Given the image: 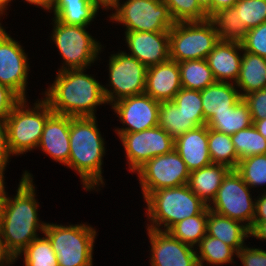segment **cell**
Here are the masks:
<instances>
[{"label": "cell", "instance_id": "obj_1", "mask_svg": "<svg viewBox=\"0 0 266 266\" xmlns=\"http://www.w3.org/2000/svg\"><path fill=\"white\" fill-rule=\"evenodd\" d=\"M16 196L4 201L0 232L7 249L17 259L20 253L36 238L37 230L44 233L46 223L39 222L38 203L35 199L33 177L25 171Z\"/></svg>", "mask_w": 266, "mask_h": 266}, {"label": "cell", "instance_id": "obj_2", "mask_svg": "<svg viewBox=\"0 0 266 266\" xmlns=\"http://www.w3.org/2000/svg\"><path fill=\"white\" fill-rule=\"evenodd\" d=\"M45 95L55 114L69 117H94L96 106L107 103L103 86L84 69L58 71Z\"/></svg>", "mask_w": 266, "mask_h": 266}, {"label": "cell", "instance_id": "obj_3", "mask_svg": "<svg viewBox=\"0 0 266 266\" xmlns=\"http://www.w3.org/2000/svg\"><path fill=\"white\" fill-rule=\"evenodd\" d=\"M96 125V116L71 117L70 156L66 166L77 171L87 191L104 184L101 167L104 139Z\"/></svg>", "mask_w": 266, "mask_h": 266}, {"label": "cell", "instance_id": "obj_4", "mask_svg": "<svg viewBox=\"0 0 266 266\" xmlns=\"http://www.w3.org/2000/svg\"><path fill=\"white\" fill-rule=\"evenodd\" d=\"M145 201L147 203V215L151 220L148 228L168 231L174 224L200 214L207 205L188 187L164 188L150 193Z\"/></svg>", "mask_w": 266, "mask_h": 266}, {"label": "cell", "instance_id": "obj_5", "mask_svg": "<svg viewBox=\"0 0 266 266\" xmlns=\"http://www.w3.org/2000/svg\"><path fill=\"white\" fill-rule=\"evenodd\" d=\"M26 99H22L5 119L8 131V144L12 155L38 148L44 125L54 113L43 99L35 107L26 109Z\"/></svg>", "mask_w": 266, "mask_h": 266}, {"label": "cell", "instance_id": "obj_6", "mask_svg": "<svg viewBox=\"0 0 266 266\" xmlns=\"http://www.w3.org/2000/svg\"><path fill=\"white\" fill-rule=\"evenodd\" d=\"M44 235L50 240L59 266H93L96 231L91 226L46 223Z\"/></svg>", "mask_w": 266, "mask_h": 266}, {"label": "cell", "instance_id": "obj_7", "mask_svg": "<svg viewBox=\"0 0 266 266\" xmlns=\"http://www.w3.org/2000/svg\"><path fill=\"white\" fill-rule=\"evenodd\" d=\"M212 21L175 22L169 30L170 59L176 62L206 59L219 42Z\"/></svg>", "mask_w": 266, "mask_h": 266}, {"label": "cell", "instance_id": "obj_8", "mask_svg": "<svg viewBox=\"0 0 266 266\" xmlns=\"http://www.w3.org/2000/svg\"><path fill=\"white\" fill-rule=\"evenodd\" d=\"M53 35L66 66L60 71L87 68L94 63L102 46L86 31V26L68 25L54 19Z\"/></svg>", "mask_w": 266, "mask_h": 266}, {"label": "cell", "instance_id": "obj_9", "mask_svg": "<svg viewBox=\"0 0 266 266\" xmlns=\"http://www.w3.org/2000/svg\"><path fill=\"white\" fill-rule=\"evenodd\" d=\"M121 5L112 7L110 19L125 25L126 31H169L175 24L162 0H127Z\"/></svg>", "mask_w": 266, "mask_h": 266}, {"label": "cell", "instance_id": "obj_10", "mask_svg": "<svg viewBox=\"0 0 266 266\" xmlns=\"http://www.w3.org/2000/svg\"><path fill=\"white\" fill-rule=\"evenodd\" d=\"M249 186L241 175L231 169L224 177L219 190L208 209L230 219L238 220L250 229L255 215V202L251 198Z\"/></svg>", "mask_w": 266, "mask_h": 266}, {"label": "cell", "instance_id": "obj_11", "mask_svg": "<svg viewBox=\"0 0 266 266\" xmlns=\"http://www.w3.org/2000/svg\"><path fill=\"white\" fill-rule=\"evenodd\" d=\"M147 67L126 52L113 54L109 60L111 90L103 86L107 104L145 92ZM113 91V92H112ZM117 96V97H116Z\"/></svg>", "mask_w": 266, "mask_h": 266}, {"label": "cell", "instance_id": "obj_12", "mask_svg": "<svg viewBox=\"0 0 266 266\" xmlns=\"http://www.w3.org/2000/svg\"><path fill=\"white\" fill-rule=\"evenodd\" d=\"M136 172L144 199L156 190L186 185L190 175L185 162L175 149L150 159Z\"/></svg>", "mask_w": 266, "mask_h": 266}, {"label": "cell", "instance_id": "obj_13", "mask_svg": "<svg viewBox=\"0 0 266 266\" xmlns=\"http://www.w3.org/2000/svg\"><path fill=\"white\" fill-rule=\"evenodd\" d=\"M119 138L132 172H136L150 159L174 149V139L159 126L140 132L123 133Z\"/></svg>", "mask_w": 266, "mask_h": 266}, {"label": "cell", "instance_id": "obj_14", "mask_svg": "<svg viewBox=\"0 0 266 266\" xmlns=\"http://www.w3.org/2000/svg\"><path fill=\"white\" fill-rule=\"evenodd\" d=\"M27 55L21 45L4 30L0 34V84L26 99L28 77Z\"/></svg>", "mask_w": 266, "mask_h": 266}, {"label": "cell", "instance_id": "obj_15", "mask_svg": "<svg viewBox=\"0 0 266 266\" xmlns=\"http://www.w3.org/2000/svg\"><path fill=\"white\" fill-rule=\"evenodd\" d=\"M111 105L123 125L128 126L116 129L118 136L158 126L160 102L145 93L120 99Z\"/></svg>", "mask_w": 266, "mask_h": 266}, {"label": "cell", "instance_id": "obj_16", "mask_svg": "<svg viewBox=\"0 0 266 266\" xmlns=\"http://www.w3.org/2000/svg\"><path fill=\"white\" fill-rule=\"evenodd\" d=\"M151 243V266H199L197 249L182 243L168 231L147 228ZM193 248V249H192Z\"/></svg>", "mask_w": 266, "mask_h": 266}, {"label": "cell", "instance_id": "obj_17", "mask_svg": "<svg viewBox=\"0 0 266 266\" xmlns=\"http://www.w3.org/2000/svg\"><path fill=\"white\" fill-rule=\"evenodd\" d=\"M126 42L131 56L147 68L170 59L169 31H126Z\"/></svg>", "mask_w": 266, "mask_h": 266}, {"label": "cell", "instance_id": "obj_18", "mask_svg": "<svg viewBox=\"0 0 266 266\" xmlns=\"http://www.w3.org/2000/svg\"><path fill=\"white\" fill-rule=\"evenodd\" d=\"M181 88L178 62L169 59L147 68L144 93L154 100L172 101Z\"/></svg>", "mask_w": 266, "mask_h": 266}, {"label": "cell", "instance_id": "obj_19", "mask_svg": "<svg viewBox=\"0 0 266 266\" xmlns=\"http://www.w3.org/2000/svg\"><path fill=\"white\" fill-rule=\"evenodd\" d=\"M71 117L53 113L46 121L38 147L56 162L68 164Z\"/></svg>", "mask_w": 266, "mask_h": 266}, {"label": "cell", "instance_id": "obj_20", "mask_svg": "<svg viewBox=\"0 0 266 266\" xmlns=\"http://www.w3.org/2000/svg\"><path fill=\"white\" fill-rule=\"evenodd\" d=\"M174 149L190 172L212 163L208 149V127L198 126L174 139Z\"/></svg>", "mask_w": 266, "mask_h": 266}, {"label": "cell", "instance_id": "obj_21", "mask_svg": "<svg viewBox=\"0 0 266 266\" xmlns=\"http://www.w3.org/2000/svg\"><path fill=\"white\" fill-rule=\"evenodd\" d=\"M243 51L240 42L219 41L208 54L206 60L216 82H228L239 76L242 57L237 51Z\"/></svg>", "mask_w": 266, "mask_h": 266}, {"label": "cell", "instance_id": "obj_22", "mask_svg": "<svg viewBox=\"0 0 266 266\" xmlns=\"http://www.w3.org/2000/svg\"><path fill=\"white\" fill-rule=\"evenodd\" d=\"M230 170L226 165L211 163L210 165L190 172L187 185L209 206L210 202L215 198L224 177Z\"/></svg>", "mask_w": 266, "mask_h": 266}, {"label": "cell", "instance_id": "obj_23", "mask_svg": "<svg viewBox=\"0 0 266 266\" xmlns=\"http://www.w3.org/2000/svg\"><path fill=\"white\" fill-rule=\"evenodd\" d=\"M235 86L229 82H215L200 91L205 124L215 113L228 112L242 99Z\"/></svg>", "mask_w": 266, "mask_h": 266}, {"label": "cell", "instance_id": "obj_24", "mask_svg": "<svg viewBox=\"0 0 266 266\" xmlns=\"http://www.w3.org/2000/svg\"><path fill=\"white\" fill-rule=\"evenodd\" d=\"M242 222L219 215L208 209L206 235L220 239L237 252L244 247V239L250 237L249 228Z\"/></svg>", "mask_w": 266, "mask_h": 266}, {"label": "cell", "instance_id": "obj_25", "mask_svg": "<svg viewBox=\"0 0 266 266\" xmlns=\"http://www.w3.org/2000/svg\"><path fill=\"white\" fill-rule=\"evenodd\" d=\"M99 6L92 0H54V18L63 24L86 26L95 18Z\"/></svg>", "mask_w": 266, "mask_h": 266}, {"label": "cell", "instance_id": "obj_26", "mask_svg": "<svg viewBox=\"0 0 266 266\" xmlns=\"http://www.w3.org/2000/svg\"><path fill=\"white\" fill-rule=\"evenodd\" d=\"M204 124V116H186L173 101L160 102L158 126L164 129L173 139Z\"/></svg>", "mask_w": 266, "mask_h": 266}, {"label": "cell", "instance_id": "obj_27", "mask_svg": "<svg viewBox=\"0 0 266 266\" xmlns=\"http://www.w3.org/2000/svg\"><path fill=\"white\" fill-rule=\"evenodd\" d=\"M235 85L244 91L240 93L241 98L266 88V58L244 51Z\"/></svg>", "mask_w": 266, "mask_h": 266}, {"label": "cell", "instance_id": "obj_28", "mask_svg": "<svg viewBox=\"0 0 266 266\" xmlns=\"http://www.w3.org/2000/svg\"><path fill=\"white\" fill-rule=\"evenodd\" d=\"M253 124L249 107L241 99L228 112L215 113L207 122L206 126L224 134L233 135L246 129Z\"/></svg>", "mask_w": 266, "mask_h": 266}, {"label": "cell", "instance_id": "obj_29", "mask_svg": "<svg viewBox=\"0 0 266 266\" xmlns=\"http://www.w3.org/2000/svg\"><path fill=\"white\" fill-rule=\"evenodd\" d=\"M209 19L214 24L219 40L241 43L245 39L248 29L238 18L234 7L219 9Z\"/></svg>", "mask_w": 266, "mask_h": 266}, {"label": "cell", "instance_id": "obj_30", "mask_svg": "<svg viewBox=\"0 0 266 266\" xmlns=\"http://www.w3.org/2000/svg\"><path fill=\"white\" fill-rule=\"evenodd\" d=\"M178 66L183 88L201 91L216 82L206 59L186 60L179 62Z\"/></svg>", "mask_w": 266, "mask_h": 266}, {"label": "cell", "instance_id": "obj_31", "mask_svg": "<svg viewBox=\"0 0 266 266\" xmlns=\"http://www.w3.org/2000/svg\"><path fill=\"white\" fill-rule=\"evenodd\" d=\"M208 149L212 163L223 164L230 169L237 168L240 159L231 135L208 128Z\"/></svg>", "mask_w": 266, "mask_h": 266}, {"label": "cell", "instance_id": "obj_32", "mask_svg": "<svg viewBox=\"0 0 266 266\" xmlns=\"http://www.w3.org/2000/svg\"><path fill=\"white\" fill-rule=\"evenodd\" d=\"M207 228V207L198 215L185 218L174 224L168 232L182 243L196 246L206 235Z\"/></svg>", "mask_w": 266, "mask_h": 266}, {"label": "cell", "instance_id": "obj_33", "mask_svg": "<svg viewBox=\"0 0 266 266\" xmlns=\"http://www.w3.org/2000/svg\"><path fill=\"white\" fill-rule=\"evenodd\" d=\"M199 246V254L197 252V261L199 266L203 265L204 261L209 265H223L224 263H231L233 262V255H237V251L229 246L228 244L224 243L220 239L205 235L201 240L200 243L197 245Z\"/></svg>", "mask_w": 266, "mask_h": 266}, {"label": "cell", "instance_id": "obj_34", "mask_svg": "<svg viewBox=\"0 0 266 266\" xmlns=\"http://www.w3.org/2000/svg\"><path fill=\"white\" fill-rule=\"evenodd\" d=\"M239 159L266 154V138L252 124L250 127L231 135Z\"/></svg>", "mask_w": 266, "mask_h": 266}, {"label": "cell", "instance_id": "obj_35", "mask_svg": "<svg viewBox=\"0 0 266 266\" xmlns=\"http://www.w3.org/2000/svg\"><path fill=\"white\" fill-rule=\"evenodd\" d=\"M22 253L25 266H59L57 255L46 236L34 239Z\"/></svg>", "mask_w": 266, "mask_h": 266}, {"label": "cell", "instance_id": "obj_36", "mask_svg": "<svg viewBox=\"0 0 266 266\" xmlns=\"http://www.w3.org/2000/svg\"><path fill=\"white\" fill-rule=\"evenodd\" d=\"M235 170L250 188L266 185V154L253 155L239 160Z\"/></svg>", "mask_w": 266, "mask_h": 266}, {"label": "cell", "instance_id": "obj_37", "mask_svg": "<svg viewBox=\"0 0 266 266\" xmlns=\"http://www.w3.org/2000/svg\"><path fill=\"white\" fill-rule=\"evenodd\" d=\"M169 9L175 22L203 21L207 13L199 6L197 0H162Z\"/></svg>", "mask_w": 266, "mask_h": 266}, {"label": "cell", "instance_id": "obj_38", "mask_svg": "<svg viewBox=\"0 0 266 266\" xmlns=\"http://www.w3.org/2000/svg\"><path fill=\"white\" fill-rule=\"evenodd\" d=\"M233 7L248 30L266 22V0H238Z\"/></svg>", "mask_w": 266, "mask_h": 266}, {"label": "cell", "instance_id": "obj_39", "mask_svg": "<svg viewBox=\"0 0 266 266\" xmlns=\"http://www.w3.org/2000/svg\"><path fill=\"white\" fill-rule=\"evenodd\" d=\"M172 101L186 116H204L200 90L182 87Z\"/></svg>", "mask_w": 266, "mask_h": 266}, {"label": "cell", "instance_id": "obj_40", "mask_svg": "<svg viewBox=\"0 0 266 266\" xmlns=\"http://www.w3.org/2000/svg\"><path fill=\"white\" fill-rule=\"evenodd\" d=\"M241 44L243 51L266 58V22L249 29Z\"/></svg>", "mask_w": 266, "mask_h": 266}, {"label": "cell", "instance_id": "obj_41", "mask_svg": "<svg viewBox=\"0 0 266 266\" xmlns=\"http://www.w3.org/2000/svg\"><path fill=\"white\" fill-rule=\"evenodd\" d=\"M242 99L249 107L252 121L266 118V88L249 93Z\"/></svg>", "mask_w": 266, "mask_h": 266}, {"label": "cell", "instance_id": "obj_42", "mask_svg": "<svg viewBox=\"0 0 266 266\" xmlns=\"http://www.w3.org/2000/svg\"><path fill=\"white\" fill-rule=\"evenodd\" d=\"M244 266H266V251L260 248L242 247L236 255Z\"/></svg>", "mask_w": 266, "mask_h": 266}, {"label": "cell", "instance_id": "obj_43", "mask_svg": "<svg viewBox=\"0 0 266 266\" xmlns=\"http://www.w3.org/2000/svg\"><path fill=\"white\" fill-rule=\"evenodd\" d=\"M21 100L14 91L0 84V119L5 120Z\"/></svg>", "mask_w": 266, "mask_h": 266}, {"label": "cell", "instance_id": "obj_44", "mask_svg": "<svg viewBox=\"0 0 266 266\" xmlns=\"http://www.w3.org/2000/svg\"><path fill=\"white\" fill-rule=\"evenodd\" d=\"M12 152L10 151L8 144V131L6 121L0 119V162H2L5 166L9 161V157Z\"/></svg>", "mask_w": 266, "mask_h": 266}, {"label": "cell", "instance_id": "obj_45", "mask_svg": "<svg viewBox=\"0 0 266 266\" xmlns=\"http://www.w3.org/2000/svg\"><path fill=\"white\" fill-rule=\"evenodd\" d=\"M262 196V197H261ZM255 200V215L253 221H266V192Z\"/></svg>", "mask_w": 266, "mask_h": 266}, {"label": "cell", "instance_id": "obj_46", "mask_svg": "<svg viewBox=\"0 0 266 266\" xmlns=\"http://www.w3.org/2000/svg\"><path fill=\"white\" fill-rule=\"evenodd\" d=\"M13 254L7 249L2 234L0 232V266L13 264L16 260ZM6 263V264H5Z\"/></svg>", "mask_w": 266, "mask_h": 266}, {"label": "cell", "instance_id": "obj_47", "mask_svg": "<svg viewBox=\"0 0 266 266\" xmlns=\"http://www.w3.org/2000/svg\"><path fill=\"white\" fill-rule=\"evenodd\" d=\"M249 234L259 240H266V221H253Z\"/></svg>", "mask_w": 266, "mask_h": 266}, {"label": "cell", "instance_id": "obj_48", "mask_svg": "<svg viewBox=\"0 0 266 266\" xmlns=\"http://www.w3.org/2000/svg\"><path fill=\"white\" fill-rule=\"evenodd\" d=\"M237 1L238 0H211V15L219 9L233 7Z\"/></svg>", "mask_w": 266, "mask_h": 266}, {"label": "cell", "instance_id": "obj_49", "mask_svg": "<svg viewBox=\"0 0 266 266\" xmlns=\"http://www.w3.org/2000/svg\"><path fill=\"white\" fill-rule=\"evenodd\" d=\"M26 2H29L31 4H34L36 6H40L44 8V10H51L52 8V0H25Z\"/></svg>", "mask_w": 266, "mask_h": 266}, {"label": "cell", "instance_id": "obj_50", "mask_svg": "<svg viewBox=\"0 0 266 266\" xmlns=\"http://www.w3.org/2000/svg\"><path fill=\"white\" fill-rule=\"evenodd\" d=\"M96 3L99 7H103L104 9H111L117 3H120V0H92Z\"/></svg>", "mask_w": 266, "mask_h": 266}, {"label": "cell", "instance_id": "obj_51", "mask_svg": "<svg viewBox=\"0 0 266 266\" xmlns=\"http://www.w3.org/2000/svg\"><path fill=\"white\" fill-rule=\"evenodd\" d=\"M259 133L266 138V118L259 121H252Z\"/></svg>", "mask_w": 266, "mask_h": 266}, {"label": "cell", "instance_id": "obj_52", "mask_svg": "<svg viewBox=\"0 0 266 266\" xmlns=\"http://www.w3.org/2000/svg\"><path fill=\"white\" fill-rule=\"evenodd\" d=\"M199 6L207 13L208 18L211 16V0H197Z\"/></svg>", "mask_w": 266, "mask_h": 266}, {"label": "cell", "instance_id": "obj_53", "mask_svg": "<svg viewBox=\"0 0 266 266\" xmlns=\"http://www.w3.org/2000/svg\"><path fill=\"white\" fill-rule=\"evenodd\" d=\"M5 198H6L5 188H0V221L2 217Z\"/></svg>", "mask_w": 266, "mask_h": 266}, {"label": "cell", "instance_id": "obj_54", "mask_svg": "<svg viewBox=\"0 0 266 266\" xmlns=\"http://www.w3.org/2000/svg\"><path fill=\"white\" fill-rule=\"evenodd\" d=\"M5 165L2 163V162H0V188H5V186H4V170H5Z\"/></svg>", "mask_w": 266, "mask_h": 266}, {"label": "cell", "instance_id": "obj_55", "mask_svg": "<svg viewBox=\"0 0 266 266\" xmlns=\"http://www.w3.org/2000/svg\"><path fill=\"white\" fill-rule=\"evenodd\" d=\"M11 0H0V9L5 12V10L7 9L6 6H8V3L10 2ZM6 8V9H5Z\"/></svg>", "mask_w": 266, "mask_h": 266}, {"label": "cell", "instance_id": "obj_56", "mask_svg": "<svg viewBox=\"0 0 266 266\" xmlns=\"http://www.w3.org/2000/svg\"><path fill=\"white\" fill-rule=\"evenodd\" d=\"M5 29H3V27L1 26V23H0V34L4 31Z\"/></svg>", "mask_w": 266, "mask_h": 266}]
</instances>
